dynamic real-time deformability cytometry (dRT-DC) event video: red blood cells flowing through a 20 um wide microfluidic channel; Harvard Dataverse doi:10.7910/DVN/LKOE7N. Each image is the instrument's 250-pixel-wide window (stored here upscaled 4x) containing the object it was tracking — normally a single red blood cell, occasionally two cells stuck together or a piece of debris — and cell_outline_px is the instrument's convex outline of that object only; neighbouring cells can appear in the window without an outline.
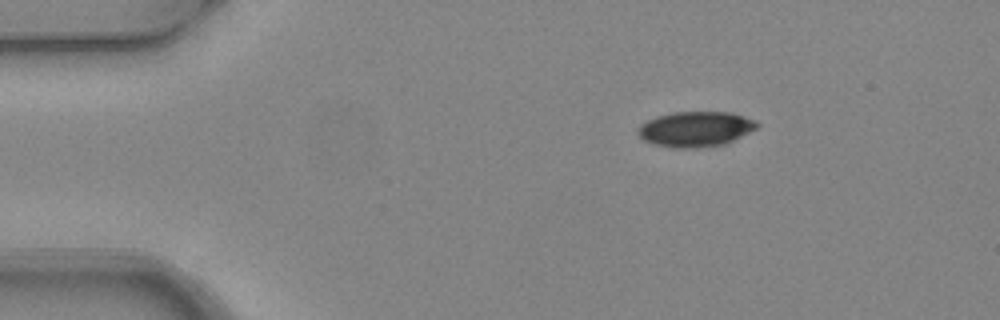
{"species": "common noctule bat (a hibernating species)", "species_latin": "Nyctalus noctula", "temperature_condition": "warm", "stored_images_in_passage": 3, "camera_frame_rate_fps": 3000, "um_per_image_px": 0.085, "animal": {"sex": "female", "body_mass_g": 24.6, "forearm_length_mm": 56.2}, "frame": {"image": 1, "passage_image": 1, "time_ms": 0.0, "image_size_px": [1000, 320], "cell_outline_px": [[760, 124], [756, 128], [724, 144], [700, 148], [672, 148], [652, 144], [644, 140], [636, 132], [636, 128], [640, 124], [656, 116], [672, 112], [728, 112], [752, 120]], "centroid_in_image_um": [59.03, 10.98], "position_along_channel_um": 26.0, "area_um2": 24.33}}